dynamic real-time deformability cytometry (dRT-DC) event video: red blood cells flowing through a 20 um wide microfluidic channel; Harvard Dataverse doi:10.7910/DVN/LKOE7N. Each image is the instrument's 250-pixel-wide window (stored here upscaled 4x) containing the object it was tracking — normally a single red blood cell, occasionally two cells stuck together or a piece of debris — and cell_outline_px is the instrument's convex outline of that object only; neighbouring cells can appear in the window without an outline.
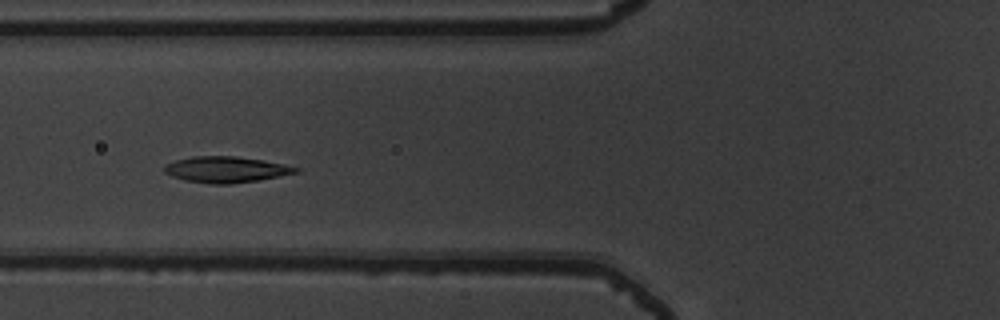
{"species": "common noctule bat (a hibernating species)", "species_latin": "Nyctalus noctula", "temperature_condition": "warm", "stored_images_in_passage": 8, "camera_frame_rate_fps": 3000, "um_per_image_px": 0.085, "animal": {"sex": "male", "body_mass_g": 19.5, "forearm_length_mm": 54.6}, "frame": {"image": 1, "passage_image": 7, "time_ms": 2.0, "image_size_px": [1000, 320], "cell_outline_px": [[300, 172], [256, 180], [232, 184], [212, 184], [184, 180], [172, 176], [164, 172], [164, 164], [176, 160], [192, 156], [236, 156], [264, 160], [284, 164], [300, 168]], "centroid_in_image_um": [19.2, 14.4], "position_along_channel_um": 106.6, "area_um2": 19.94}}
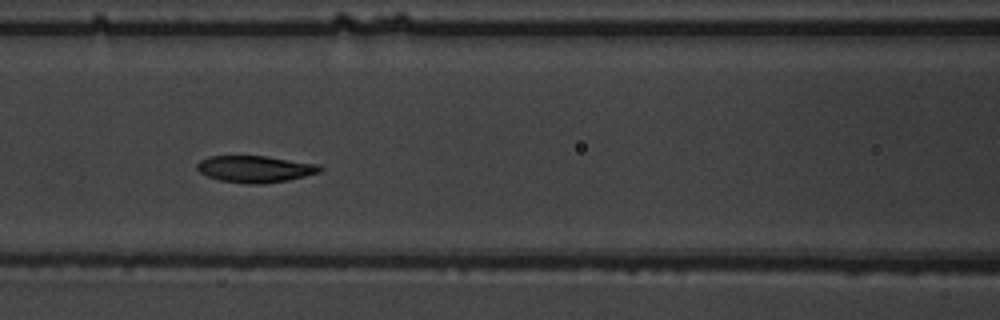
{"frame": {"image": 2, "passage_image": 8, "time_ms": 2.333, "image_size_px": [1000, 320], "cell_outline_px": [[324, 168], [320, 172], [288, 180], [264, 184], [248, 184], [220, 180], [208, 176], [200, 172], [196, 168], [196, 164], [200, 160], [208, 156], [264, 156], [320, 164]], "centroid_in_image_um": [21.69, 14.36], "position_along_channel_um": 144.9, "area_um2": 19.19}}